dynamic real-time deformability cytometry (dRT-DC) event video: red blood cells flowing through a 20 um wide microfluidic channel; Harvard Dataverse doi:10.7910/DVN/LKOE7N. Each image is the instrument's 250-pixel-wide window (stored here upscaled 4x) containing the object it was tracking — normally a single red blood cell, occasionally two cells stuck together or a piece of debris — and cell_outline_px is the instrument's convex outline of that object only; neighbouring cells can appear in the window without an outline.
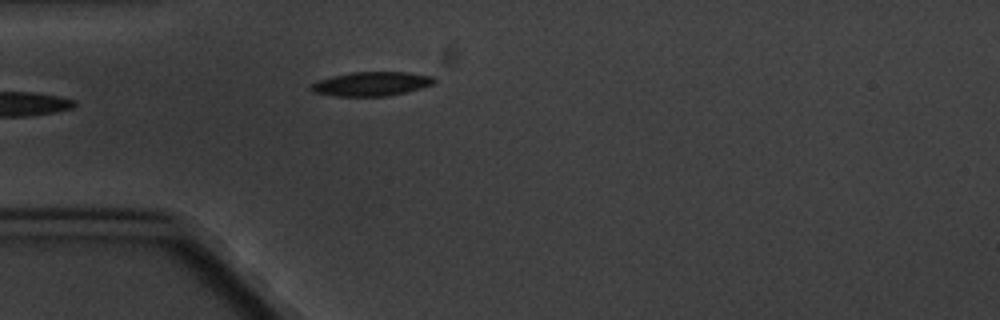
{"species": "common noctule bat (a hibernating species)", "species_latin": "Nyctalus noctula", "temperature_condition": "cold", "stored_images_in_passage": 5, "camera_frame_rate_fps": 3000, "um_per_image_px": 0.085, "animal": {"sex": "male", "body_mass_g": 20.1, "forearm_length_mm": 53.5}, "frame": {"image": 1, "passage_image": 5, "time_ms": 4.667, "image_size_px": [1000, 320], "cell_outline_px": [[436, 80], [432, 84], [420, 88], [388, 96], [336, 96], [312, 92], [308, 88], [316, 80], [332, 76], [352, 72], [408, 72], [432, 76]], "centroid_in_image_um": [31.52, 7.12], "position_along_channel_um": 53.5, "area_um2": 17.28}}